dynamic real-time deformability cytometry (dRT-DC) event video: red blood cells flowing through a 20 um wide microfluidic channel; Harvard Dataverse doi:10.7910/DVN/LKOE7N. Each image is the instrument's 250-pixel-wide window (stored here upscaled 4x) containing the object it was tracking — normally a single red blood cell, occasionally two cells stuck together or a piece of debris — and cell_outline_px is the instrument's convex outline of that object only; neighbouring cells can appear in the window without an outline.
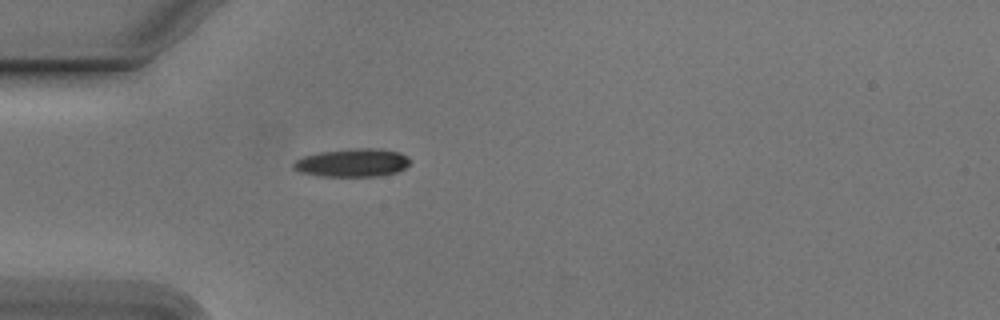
{"species": "Egyptian fruit bat (a non-hibernating species)", "species_latin": "Rousettus aegyptiacus", "temperature_condition": "cold", "stored_images_in_passage": 39, "camera_frame_rate_fps": 3000, "um_per_image_px": 0.085, "animal": {"sex": "male"}, "frame": {"image": 1, "passage_image": 1, "time_ms": 0.0, "image_size_px": [1000, 320], "cell_outline_px": [[412, 160], [404, 168], [396, 172], [380, 176], [320, 176], [300, 172], [292, 168], [292, 164], [296, 160], [304, 156], [320, 152], [352, 148], [376, 148], [400, 152], [408, 156]], "centroid_in_image_um": [29.97, 13.83], "position_along_channel_um": 55.0, "area_um2": 19.25}}
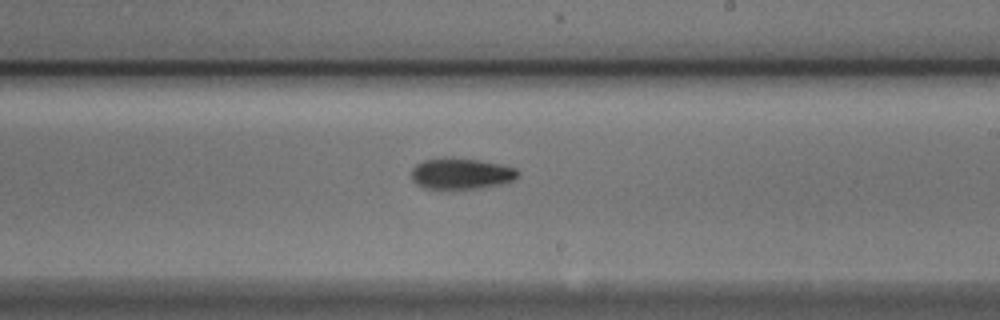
{"frame": {"image": 2, "passage_image": 17, "time_ms": 5.333, "image_size_px": [1000, 320], "cell_outline_px": [[520, 176], [512, 180], [500, 184], [480, 188], [452, 192], [424, 188], [416, 184], [412, 180], [412, 168], [416, 164], [424, 160], [480, 160], [500, 164], [516, 168], [520, 172]], "centroid_in_image_um": [39.2, 14.84], "position_along_channel_um": 249.8, "area_um2": 19.42}}
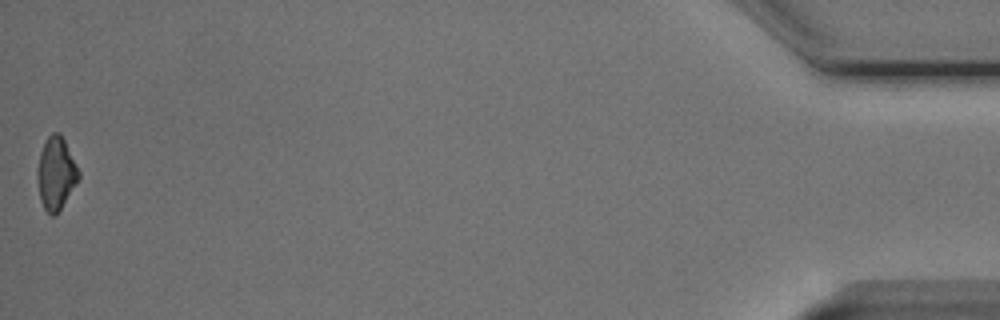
{"frame": {"image": 3, "passage_image": 39, "time_ms": 12.667, "image_size_px": [1000, 320], "cell_outline_px": [[80, 176], [56, 216], [52, 216], [44, 208], [40, 200], [36, 176], [36, 172], [40, 152], [48, 136], [52, 132], [60, 132], [80, 172]], "centroid_in_image_um": [4.73, 14.74], "position_along_channel_um": 430.5, "area_um2": 17.34}, "authors_computed_cell_mechanics": {"area_um2": 18.3226, "velocity_mm_per_s": 3.7914, "shape_relaxation_time_tau1_ms": 6.8909, "shape_relaxation_time_tau2_ms": 10.3844, "deformation_change_tau1": 0.1558, "deformation_change_tau2": 0.1939}}